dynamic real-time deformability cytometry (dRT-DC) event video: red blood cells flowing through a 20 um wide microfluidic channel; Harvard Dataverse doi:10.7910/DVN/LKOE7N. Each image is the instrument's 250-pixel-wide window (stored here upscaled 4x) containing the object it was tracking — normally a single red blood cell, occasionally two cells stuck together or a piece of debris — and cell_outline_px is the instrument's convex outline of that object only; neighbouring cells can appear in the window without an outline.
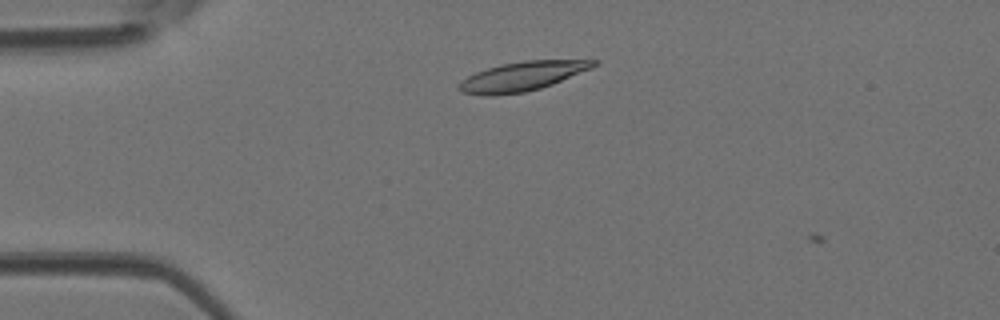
{"species": "Egyptian fruit bat (a non-hibernating species)", "species_latin": "Rousettus aegyptiacus", "temperature_condition": "room temperature", "stored_images_in_passage": 8, "camera_frame_rate_fps": 3000, "um_per_image_px": 0.085, "animal": {"sex": "female"}, "frame": {"image": 1, "passage_image": 7, "time_ms": 2.0, "image_size_px": [1000, 320], "cell_outline_px": [[600, 60], [592, 68], [552, 84], [540, 88], [524, 92], [496, 96], [484, 96], [460, 92], [456, 88], [460, 80], [476, 72], [500, 64], [524, 60]], "centroid_in_image_um": [44.32, 6.5], "position_along_channel_um": 40.7, "area_um2": 23.06}}